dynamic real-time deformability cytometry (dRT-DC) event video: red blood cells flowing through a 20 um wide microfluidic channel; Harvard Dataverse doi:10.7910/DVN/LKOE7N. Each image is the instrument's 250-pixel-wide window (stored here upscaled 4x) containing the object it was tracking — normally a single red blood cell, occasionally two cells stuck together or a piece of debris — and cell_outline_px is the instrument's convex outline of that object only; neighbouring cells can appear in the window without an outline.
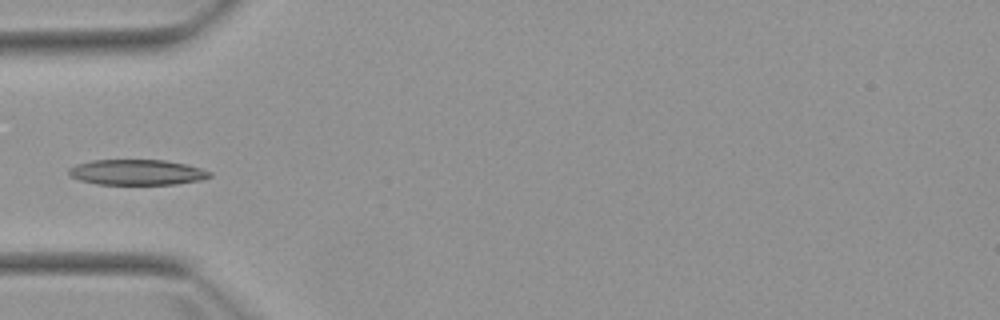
{"species": "Egyptian fruit bat (a non-hibernating species)", "species_latin": "Rousettus aegyptiacus", "temperature_condition": "warm", "stored_images_in_passage": 4, "camera_frame_rate_fps": 3000, "um_per_image_px": 0.085, "animal": {"sex": "female"}, "frame": {"image": 1, "passage_image": 4, "time_ms": 3.667, "image_size_px": [1000, 320], "cell_outline_px": [[212, 176], [200, 180], [176, 184], [96, 184], [80, 180], [68, 176], [68, 168], [76, 164], [92, 160], [164, 160], [184, 164], [200, 168], [212, 172]], "centroid_in_image_um": [11.6, 14.64], "position_along_channel_um": 73.4, "area_um2": 20.92}}